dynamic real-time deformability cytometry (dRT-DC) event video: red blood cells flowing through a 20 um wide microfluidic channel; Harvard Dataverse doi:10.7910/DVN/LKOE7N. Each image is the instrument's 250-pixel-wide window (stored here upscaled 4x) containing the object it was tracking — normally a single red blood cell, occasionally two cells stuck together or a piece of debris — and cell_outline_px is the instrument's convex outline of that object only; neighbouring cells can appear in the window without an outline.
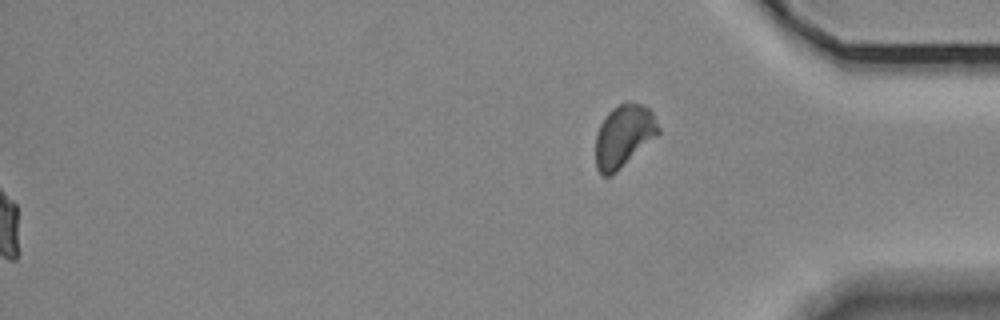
{"species": "Egyptian fruit bat (a non-hibernating species)", "species_latin": "Rousettus aegyptiacus", "temperature_condition": "room temperature", "stored_images_in_passage": 35, "segment_of_instrument_passage": [2, 2], "camera_frame_rate_fps": 3000, "um_per_image_px": 0.085, "animal": {"sex": "female"}, "frame": {"image": 1, "passage_image": 35, "time_ms": 11.333, "image_size_px": [1000, 320], "cell_outline_px": [[660, 132], [656, 136], [612, 176], [604, 176], [596, 168], [596, 132], [604, 116], [612, 108], [620, 104], [644, 104], [652, 112], [660, 128]], "centroid_in_image_um": [53.0, 11.57], "position_along_channel_um": 382.2, "area_um2": 22.6}}